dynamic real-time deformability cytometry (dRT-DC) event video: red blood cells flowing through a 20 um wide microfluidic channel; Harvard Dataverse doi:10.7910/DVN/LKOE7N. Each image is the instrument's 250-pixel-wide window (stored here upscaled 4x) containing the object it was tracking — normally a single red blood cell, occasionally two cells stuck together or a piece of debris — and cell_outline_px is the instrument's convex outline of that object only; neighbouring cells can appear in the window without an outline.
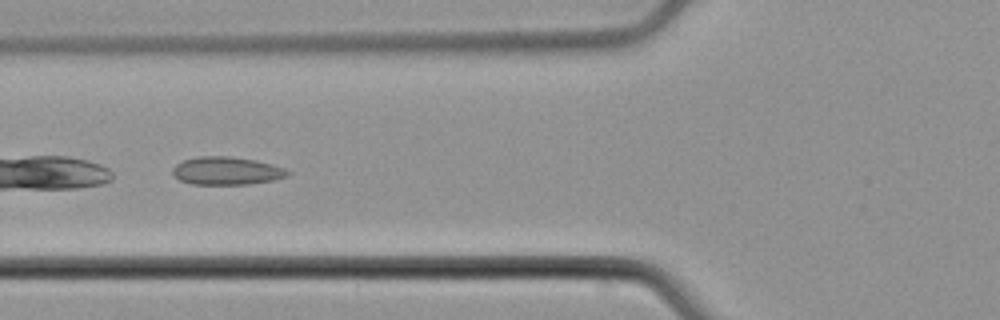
{"species": "common noctule bat (a hibernating species)", "species_latin": "Nyctalus noctula", "temperature_condition": "cold", "stored_images_in_passage": 30, "camera_frame_rate_fps": 3000, "um_per_image_px": 0.085, "animal": {"sex": "male", "body_mass_g": 21.5, "forearm_length_mm": 52.0}, "frame": {"image": 1, "passage_image": 5, "time_ms": 1.333, "image_size_px": [1000, 320], "cell_outline_px": [[292, 172], [288, 176], [276, 180], [248, 184], [192, 184], [180, 180], [172, 172], [172, 168], [176, 164], [184, 160], [200, 156], [228, 156], [256, 160], [272, 164], [284, 168]], "centroid_in_image_um": [19.3, 14.52], "position_along_channel_um": 106.5, "area_um2": 18.79}}
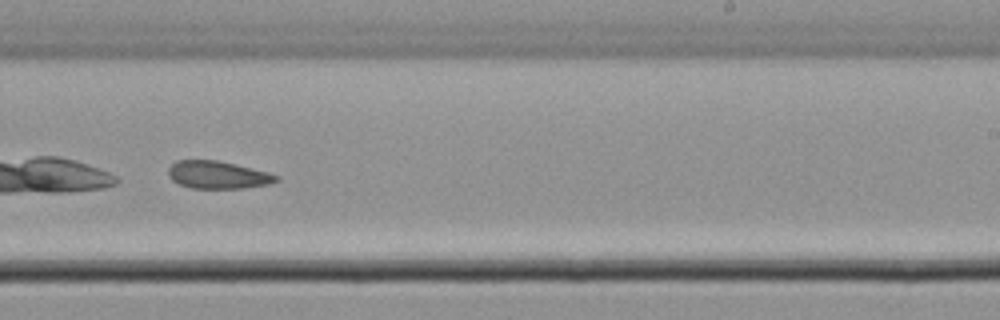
{"frame": {"image": 2, "passage_image": 18, "time_ms": 5.667, "image_size_px": [1000, 320], "cell_outline_px": [[280, 180], [268, 184], [244, 188], [192, 188], [180, 184], [172, 180], [168, 176], [168, 168], [176, 160], [216, 160], [268, 172], [280, 176]], "centroid_in_image_um": [18.51, 14.86], "position_along_channel_um": 270.5, "area_um2": 17.28}}